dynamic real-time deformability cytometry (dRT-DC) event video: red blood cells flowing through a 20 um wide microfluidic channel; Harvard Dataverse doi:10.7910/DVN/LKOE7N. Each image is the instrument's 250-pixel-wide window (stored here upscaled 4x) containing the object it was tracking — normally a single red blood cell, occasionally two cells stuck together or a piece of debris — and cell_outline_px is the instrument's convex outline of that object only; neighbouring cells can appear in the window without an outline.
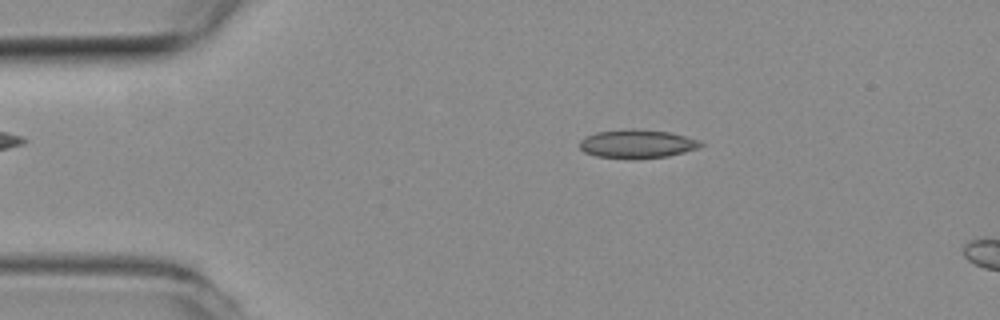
{"species": "common noctule bat (a hibernating species)", "species_latin": "Nyctalus noctula", "temperature_condition": "room temperature", "stored_images_in_passage": 11, "camera_frame_rate_fps": 3000, "um_per_image_px": 0.085, "animal": {"sex": "female", "body_mass_g": 19.3, "forearm_length_mm": 54.1}, "frame": {"image": 1, "passage_image": 7, "time_ms": 2.0, "image_size_px": [1000, 320], "cell_outline_px": [[704, 144], [700, 148], [668, 156], [596, 156], [584, 152], [580, 148], [580, 140], [584, 136], [596, 132], [624, 128], [632, 128], [668, 132], [700, 140]], "centroid_in_image_um": [54.15, 12.17], "position_along_channel_um": 30.8, "area_um2": 19.54}}